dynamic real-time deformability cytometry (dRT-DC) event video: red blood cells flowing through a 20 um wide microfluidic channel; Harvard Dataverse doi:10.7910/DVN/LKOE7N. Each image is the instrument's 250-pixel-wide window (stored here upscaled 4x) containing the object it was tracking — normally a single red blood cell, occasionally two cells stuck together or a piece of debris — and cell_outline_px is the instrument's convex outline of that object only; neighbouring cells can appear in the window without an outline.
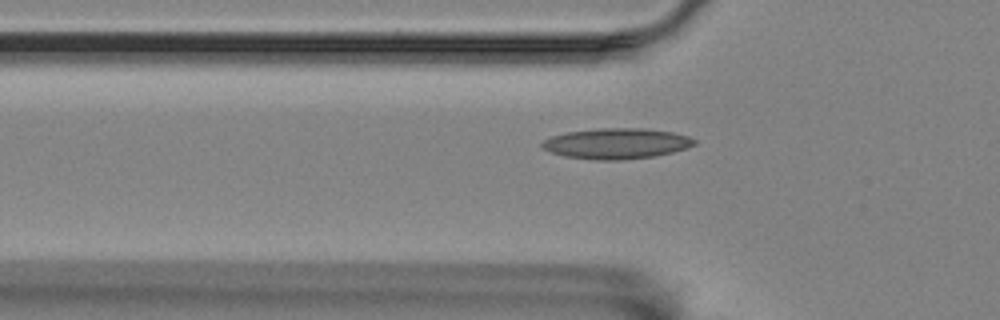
{"species": "Egyptian fruit bat (a non-hibernating species)", "species_latin": "Rousettus aegyptiacus", "temperature_condition": "room temperature", "stored_images_in_passage": 41, "camera_frame_rate_fps": 3000, "um_per_image_px": 0.085, "animal": {"sex": "female"}, "frame": {"image": 1, "passage_image": 4, "time_ms": 1.0, "image_size_px": [1000, 320], "cell_outline_px": [[696, 144], [672, 152], [652, 156], [620, 160], [596, 160], [564, 156], [552, 152], [544, 148], [540, 144], [544, 140], [552, 136], [568, 132], [600, 128], [644, 128], [672, 132], [688, 136], [696, 140]], "centroid_in_image_um": [52.4, 12.19], "position_along_channel_um": 73.4, "area_um2": 26.88}}
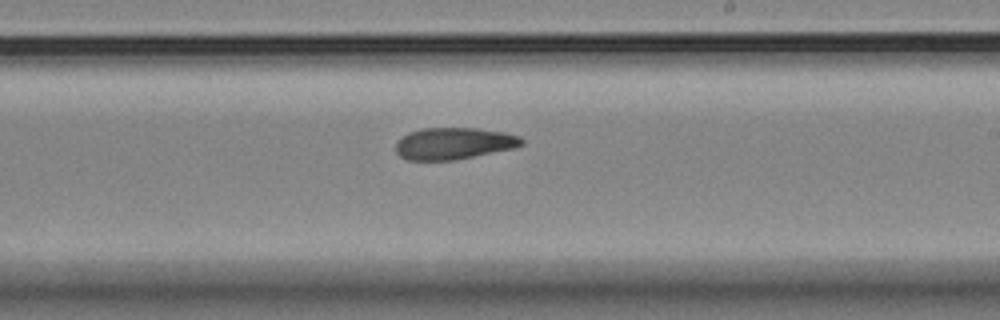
{"frame": {"image": 2, "passage_image": 19, "time_ms": 6.0, "image_size_px": [1000, 320], "cell_outline_px": [[524, 144], [512, 148], [452, 160], [408, 160], [400, 156], [396, 152], [396, 144], [400, 136], [408, 132], [420, 128], [476, 128], [504, 132], [520, 136], [524, 140]], "centroid_in_image_um": [38.53, 12.18], "position_along_channel_um": 250.5, "area_um2": 23.24}}
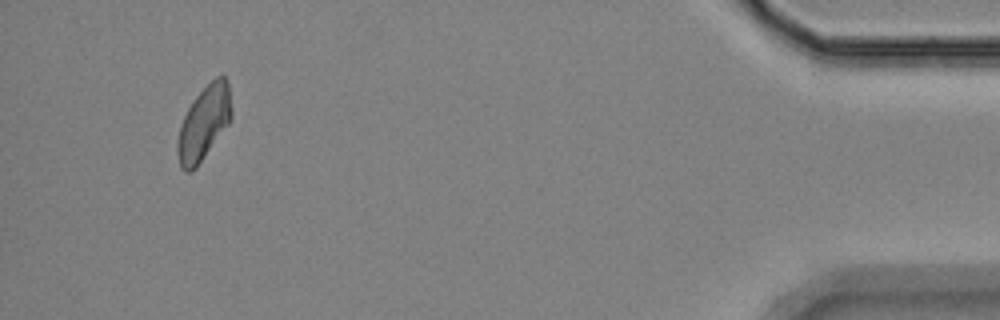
{"frame": {"image": 3, "passage_image": 39, "time_ms": 12.667, "image_size_px": [1000, 320], "cell_outline_px": [[232, 116], [228, 124], [196, 168], [192, 172], [184, 172], [180, 168], [176, 152], [176, 144], [180, 124], [192, 100], [216, 76], [224, 76], [228, 80], [232, 108]], "centroid_in_image_um": [17.31, 10.48], "position_along_channel_um": 417.9, "area_um2": 23.41}, "authors_computed_cell_mechanics": {"area_um2": 23.698, "velocity_mm_per_s": 3.5189, "shape_relaxation_time_tau1_ms": null, "shape_relaxation_time_tau2_ms": 6.9414, "deformation_change_tau1": null, "deformation_change_tau2": 0.1413}}